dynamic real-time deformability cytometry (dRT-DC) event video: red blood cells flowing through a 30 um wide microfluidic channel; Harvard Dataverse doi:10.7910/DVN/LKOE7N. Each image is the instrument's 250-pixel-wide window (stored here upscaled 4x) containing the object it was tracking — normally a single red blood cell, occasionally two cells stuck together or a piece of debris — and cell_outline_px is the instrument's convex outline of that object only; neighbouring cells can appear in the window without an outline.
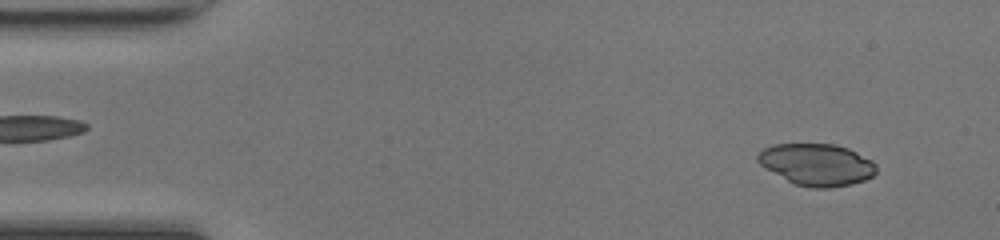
{"species": "common noctule bat (a hibernating species)", "species_latin": "Nyctalus noctula", "temperature_condition": "room temperature", "stored_images_in_passage": 47, "camera_frame_rate_fps": 3000, "um_per_image_px": 0.085, "animal": {"sex": "female", "body_mass_g": 17.0, "forearm_length_mm": 48.0}, "frame": {"image": 1, "passage_image": 4, "time_ms": 1.0, "image_size_px": [1000, 240], "cell_outline_px": [[876, 172], [872, 176], [864, 180], [852, 184], [828, 188], [808, 188], [796, 184], [788, 180], [760, 164], [756, 160], [756, 156], [764, 148], [772, 144], [836, 144], [848, 148], [872, 160], [876, 164]], "centroid_in_image_um": [69.45, 13.98], "position_along_channel_um": 15.6, "area_um2": 28.78}}